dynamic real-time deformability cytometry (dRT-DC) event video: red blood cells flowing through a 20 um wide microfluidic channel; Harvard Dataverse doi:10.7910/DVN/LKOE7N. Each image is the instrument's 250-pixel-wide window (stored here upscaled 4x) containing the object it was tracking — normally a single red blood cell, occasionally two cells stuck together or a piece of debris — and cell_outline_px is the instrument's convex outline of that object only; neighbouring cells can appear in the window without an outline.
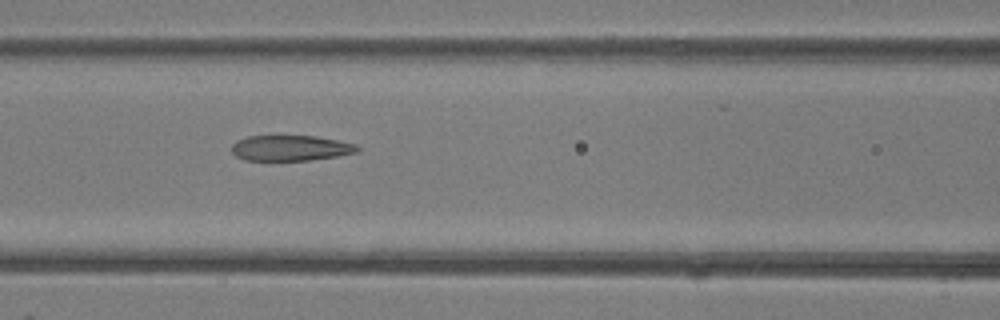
{"species": "common noctule bat (a hibernating species)", "species_latin": "Nyctalus noctula", "temperature_condition": "room temperature", "stored_images_in_passage": 20, "camera_frame_rate_fps": 3000, "um_per_image_px": 0.085, "animal": {"sex": "female"}, "frame": {"image": 1, "passage_image": 17, "time_ms": 5.333, "image_size_px": [1000, 320], "cell_outline_px": [[360, 152], [336, 156], [308, 160], [244, 160], [236, 156], [232, 152], [232, 144], [236, 140], [248, 136], [316, 136], [356, 144], [360, 148]], "centroid_in_image_um": [24.7, 12.58], "position_along_channel_um": 141.9, "area_um2": 18.67}}
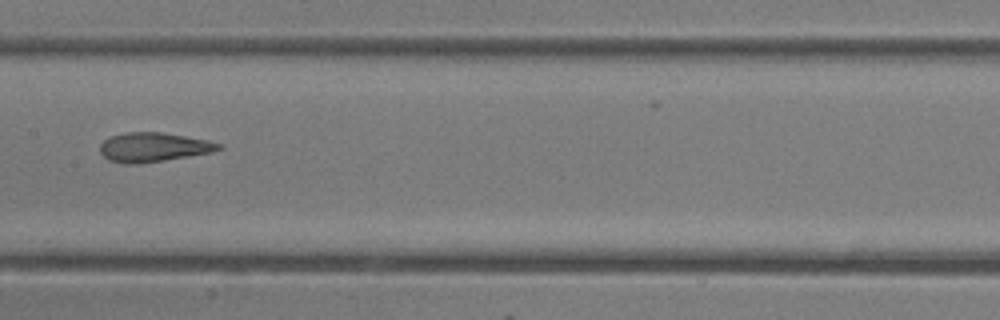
{"frame": {"image": 2, "passage_image": 20, "time_ms": 6.333, "image_size_px": [1000, 320], "cell_outline_px": [[224, 148], [212, 152], [164, 160], [136, 164], [124, 164], [108, 160], [100, 152], [100, 144], [104, 140], [112, 136], [124, 132], [160, 132], [208, 140], [220, 144]], "centroid_in_image_um": [13.02, 12.51], "position_along_channel_um": 194.4, "area_um2": 20.11}}